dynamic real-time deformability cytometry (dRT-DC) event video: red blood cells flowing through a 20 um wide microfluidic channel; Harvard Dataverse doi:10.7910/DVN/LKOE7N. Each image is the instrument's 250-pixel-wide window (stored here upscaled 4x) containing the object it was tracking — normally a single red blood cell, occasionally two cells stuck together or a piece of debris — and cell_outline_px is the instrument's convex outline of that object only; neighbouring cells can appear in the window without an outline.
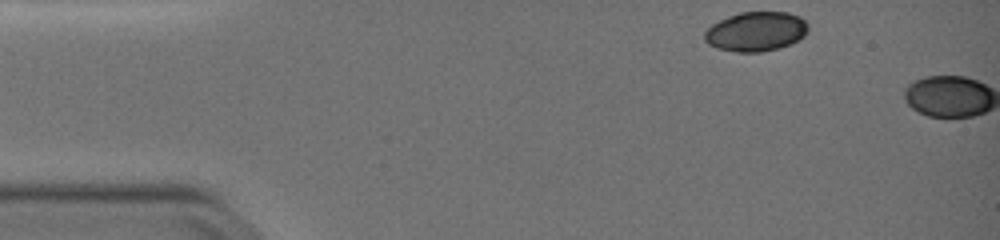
{"species": "common noctule bat (a hibernating species)", "species_latin": "Nyctalus noctula", "temperature_condition": "warm", "stored_images_in_passage": 2, "camera_frame_rate_fps": 3000, "um_per_image_px": 0.085, "animal": {"sex": "female", "body_mass_g": 19.0, "forearm_length_mm": 51.5}, "frame": {"image": 1, "passage_image": 1, "time_ms": 0.0, "image_size_px": [1000, 240], "cell_outline_px": [[808, 32], [804, 36], [788, 44], [776, 48], [760, 52], [736, 52], [716, 48], [708, 44], [704, 40], [704, 32], [712, 24], [728, 16], [740, 12], [788, 12], [800, 16], [808, 24]], "centroid_in_image_um": [64.24, 2.67], "position_along_channel_um": 20.8, "area_um2": 23.81}}